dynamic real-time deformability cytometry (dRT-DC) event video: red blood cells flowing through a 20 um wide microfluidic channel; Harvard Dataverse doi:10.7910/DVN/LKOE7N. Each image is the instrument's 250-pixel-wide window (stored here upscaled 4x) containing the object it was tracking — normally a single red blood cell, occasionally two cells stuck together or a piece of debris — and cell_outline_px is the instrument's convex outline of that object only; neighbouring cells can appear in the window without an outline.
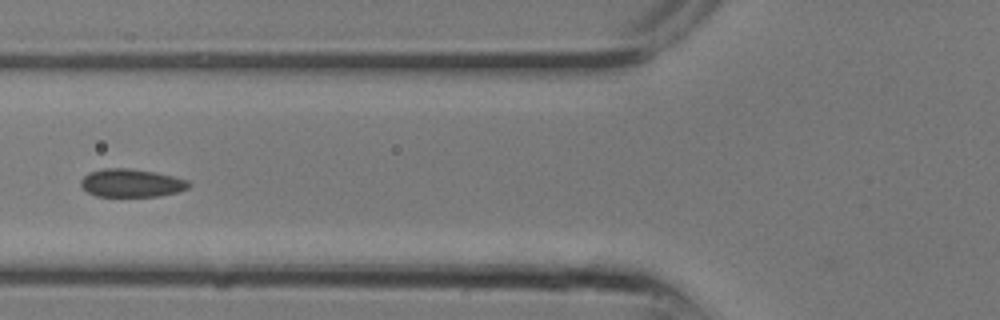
{"species": "common noctule bat (a hibernating species)", "species_latin": "Nyctalus noctula", "temperature_condition": "room temperature", "stored_images_in_passage": 10, "camera_frame_rate_fps": 3000, "um_per_image_px": 0.085, "animal": {"sex": "male", "body_mass_g": 13.3}, "frame": {"image": 1, "passage_image": 9, "time_ms": 2.667, "image_size_px": [1000, 320], "cell_outline_px": [[192, 184], [188, 188], [176, 192], [160, 196], [96, 196], [88, 192], [80, 184], [80, 180], [88, 172], [104, 168], [128, 168], [156, 172], [188, 180]], "centroid_in_image_um": [11.17, 15.55], "position_along_channel_um": 114.6, "area_um2": 17.69}}